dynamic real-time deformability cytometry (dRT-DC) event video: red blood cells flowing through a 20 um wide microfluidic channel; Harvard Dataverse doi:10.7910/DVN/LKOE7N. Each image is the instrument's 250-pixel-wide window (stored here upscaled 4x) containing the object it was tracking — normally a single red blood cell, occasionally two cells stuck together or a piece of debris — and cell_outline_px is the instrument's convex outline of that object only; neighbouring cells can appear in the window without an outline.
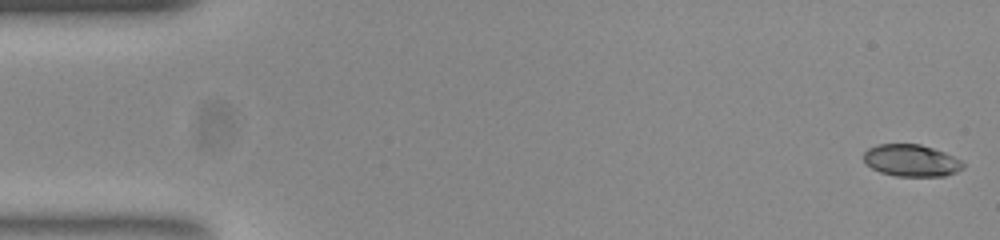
{"species": "common noctule bat (a hibernating species)", "species_latin": "Nyctalus noctula", "temperature_condition": "room temperature", "stored_images_in_passage": 10, "camera_frame_rate_fps": 3000, "um_per_image_px": 0.085, "animal": {"sex": "female", "body_mass_g": 23.0, "forearm_length_mm": 53.4}, "frame": {"image": 1, "passage_image": 1, "time_ms": 0.0, "image_size_px": [1000, 240], "cell_outline_px": [[964, 168], [956, 172], [944, 176], [896, 176], [880, 172], [872, 168], [864, 160], [864, 152], [868, 148], [876, 144], [920, 144], [944, 152], [960, 160], [964, 164]], "centroid_in_image_um": [77.45, 13.64], "position_along_channel_um": 7.5, "area_um2": 18.44}}